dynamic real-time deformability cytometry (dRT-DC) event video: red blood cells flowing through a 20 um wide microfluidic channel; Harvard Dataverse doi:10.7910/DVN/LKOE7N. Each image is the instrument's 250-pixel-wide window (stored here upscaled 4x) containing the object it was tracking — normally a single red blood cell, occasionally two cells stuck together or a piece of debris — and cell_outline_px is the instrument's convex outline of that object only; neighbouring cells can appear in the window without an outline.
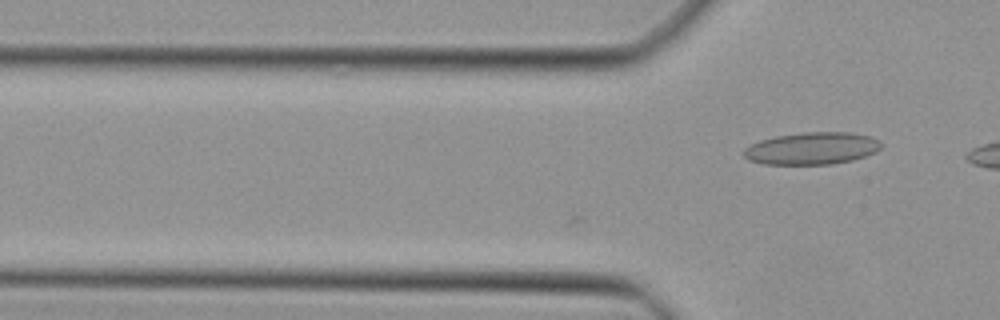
{"species": "Egyptian fruit bat (a non-hibernating species)", "species_latin": "Rousettus aegyptiacus", "temperature_condition": "cold", "stored_images_in_passage": 7, "camera_frame_rate_fps": 3000, "um_per_image_px": 0.085, "animal": {"sex": "female"}, "frame": {"image": 1, "passage_image": 7, "time_ms": 2.0, "image_size_px": [1000, 320], "cell_outline_px": [[880, 148], [876, 152], [852, 160], [832, 164], [764, 164], [748, 160], [744, 156], [744, 148], [760, 140], [776, 136], [804, 132], [848, 132], [872, 136], [880, 140]], "centroid_in_image_um": [69.02, 12.61], "position_along_channel_um": 56.8, "area_um2": 25.78}}